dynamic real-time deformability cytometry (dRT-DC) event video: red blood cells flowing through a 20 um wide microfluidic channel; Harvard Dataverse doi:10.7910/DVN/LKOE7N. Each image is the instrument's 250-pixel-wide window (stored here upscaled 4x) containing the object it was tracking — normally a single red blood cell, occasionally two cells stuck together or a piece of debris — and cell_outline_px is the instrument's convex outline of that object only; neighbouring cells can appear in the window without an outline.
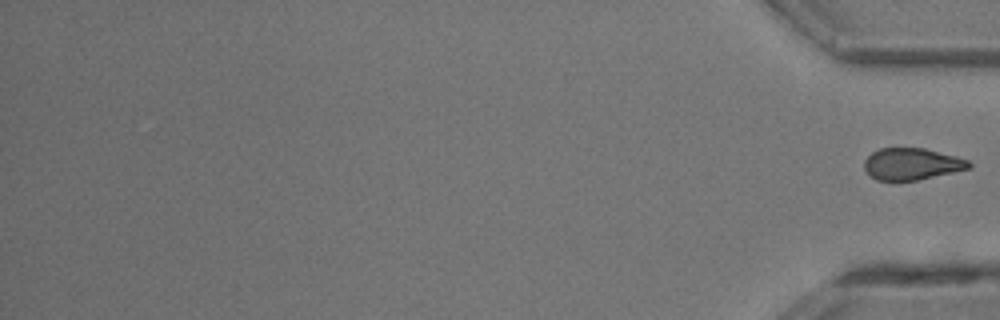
{"species": "common noctule bat (a hibernating species)", "species_latin": "Nyctalus noctula", "temperature_condition": "room temperature", "stored_images_in_passage": 27, "segment_of_instrument_passage": [2, 2], "camera_frame_rate_fps": 3000, "um_per_image_px": 0.085, "animal": {"sex": "male", "body_mass_g": 13.3}, "frame": {"image": 1, "passage_image": 27, "time_ms": 8.667, "image_size_px": [1000, 320], "cell_outline_px": [[972, 168], [916, 180], [876, 180], [864, 168], [864, 160], [872, 152], [880, 148], [924, 148], [956, 156], [968, 160], [972, 164]], "centroid_in_image_um": [77.52, 13.93], "position_along_channel_um": 357.7, "area_um2": 19.25}}